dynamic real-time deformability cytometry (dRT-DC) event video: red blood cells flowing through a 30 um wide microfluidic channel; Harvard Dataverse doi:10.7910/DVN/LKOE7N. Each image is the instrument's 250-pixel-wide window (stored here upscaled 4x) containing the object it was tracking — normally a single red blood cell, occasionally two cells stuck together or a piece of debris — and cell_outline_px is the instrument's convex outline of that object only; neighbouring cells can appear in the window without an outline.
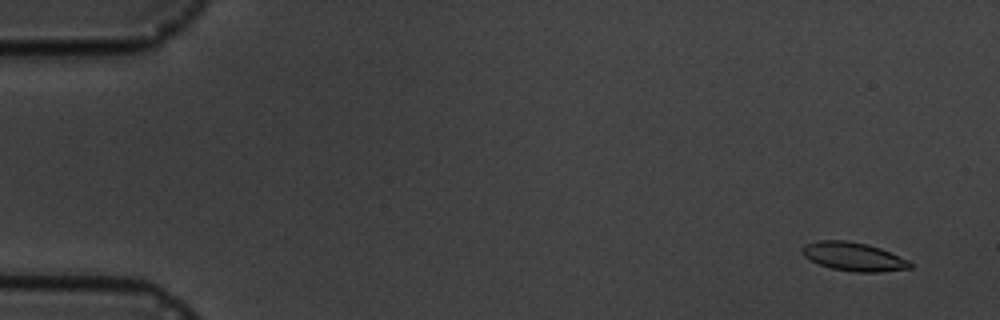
{"species": "common noctule bat (a hibernating species)", "species_latin": "Nyctalus noctula", "temperature_condition": "cold", "stored_images_in_passage": 5, "camera_frame_rate_fps": 3000, "um_per_image_px": 0.085, "animal": {"sex": "male", "body_mass_g": 19.5, "forearm_length_mm": 54.6}, "frame": {"image": 1, "passage_image": 1, "time_ms": 0.0, "image_size_px": [1000, 320], "cell_outline_px": [[912, 268], [880, 272], [852, 272], [832, 268], [820, 264], [804, 256], [800, 252], [804, 244], [820, 240], [844, 240], [868, 244], [880, 248], [908, 260], [912, 264]], "centroid_in_image_um": [72.55, 21.81], "position_along_channel_um": 12.5, "area_um2": 17.92}}
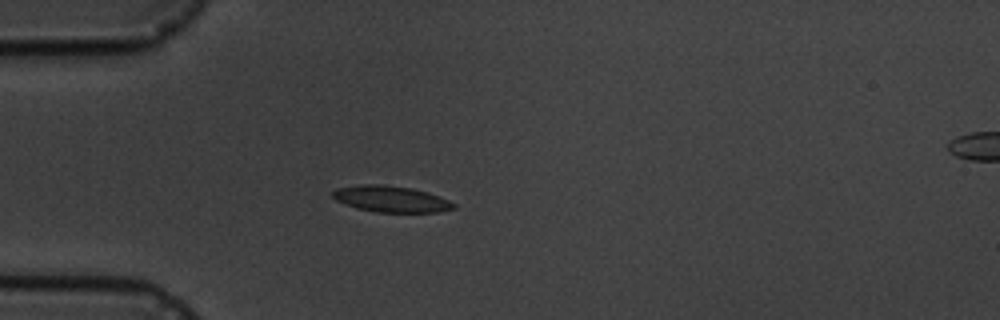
{"frame": {"image": 2, "passage_image": 4, "time_ms": 4.333, "image_size_px": [1000, 320], "cell_outline_px": [[456, 208], [440, 212], [376, 212], [356, 208], [344, 204], [336, 200], [332, 196], [332, 192], [336, 188], [360, 184], [384, 184], [412, 188], [440, 196], [456, 204]], "centroid_in_image_um": [33.23, 16.91], "position_along_channel_um": 51.8, "area_um2": 18.67}}